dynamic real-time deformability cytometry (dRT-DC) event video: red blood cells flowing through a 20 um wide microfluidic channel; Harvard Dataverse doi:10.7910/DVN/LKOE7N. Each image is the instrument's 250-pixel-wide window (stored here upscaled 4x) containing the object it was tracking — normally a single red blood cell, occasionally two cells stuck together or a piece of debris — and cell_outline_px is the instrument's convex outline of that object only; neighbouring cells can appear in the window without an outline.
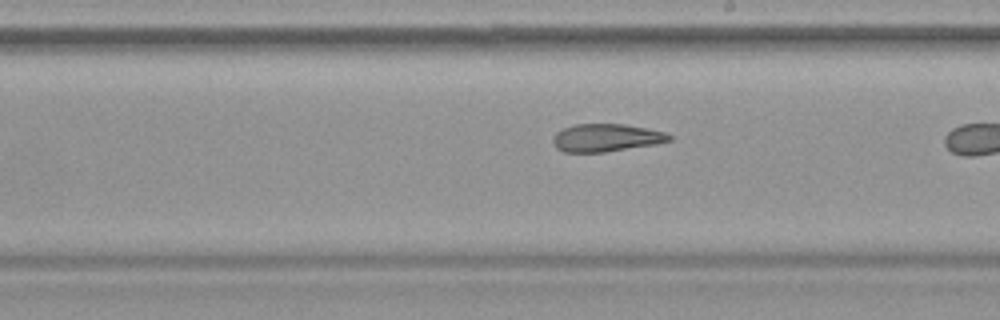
{"species": "common noctule bat (a hibernating species)", "species_latin": "Nyctalus noctula", "temperature_condition": "warm", "stored_images_in_passage": 11, "camera_frame_rate_fps": 3000, "um_per_image_px": 0.085, "animal": {"sex": "female", "body_mass_g": 19.9}, "frame": {"image": 1, "passage_image": 10, "time_ms": 3.0, "image_size_px": [1000, 320], "cell_outline_px": [[672, 140], [656, 144], [604, 152], [564, 152], [556, 148], [552, 144], [552, 136], [556, 132], [564, 128], [576, 124], [624, 124], [664, 132], [672, 136]], "centroid_in_image_um": [51.48, 11.71], "position_along_channel_um": 237.5, "area_um2": 18.79}}